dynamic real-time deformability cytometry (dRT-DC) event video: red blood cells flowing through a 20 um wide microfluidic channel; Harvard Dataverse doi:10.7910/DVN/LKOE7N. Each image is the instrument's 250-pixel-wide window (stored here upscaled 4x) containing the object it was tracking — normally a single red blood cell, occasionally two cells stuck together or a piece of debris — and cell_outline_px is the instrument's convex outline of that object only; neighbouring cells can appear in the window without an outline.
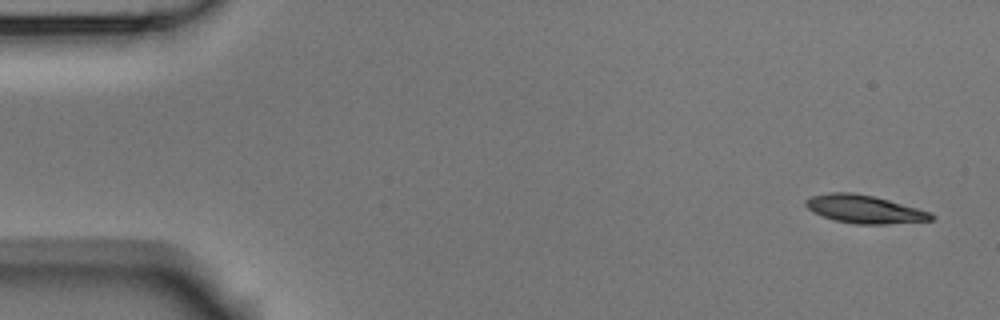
{"species": "Egyptian fruit bat (a non-hibernating species)", "species_latin": "Rousettus aegyptiacus", "temperature_condition": "room temperature", "stored_images_in_passage": 8, "camera_frame_rate_fps": 3000, "um_per_image_px": 0.085, "animal": {"sex": "male"}, "frame": {"image": 1, "passage_image": 1, "time_ms": 0.0, "image_size_px": [1000, 320], "cell_outline_px": [[936, 216], [932, 220], [884, 224], [856, 224], [836, 220], [812, 212], [804, 204], [804, 200], [812, 196], [832, 192], [852, 192], [872, 196], [888, 200], [932, 212]], "centroid_in_image_um": [73.48, 17.78], "position_along_channel_um": 11.5, "area_um2": 20.35}}
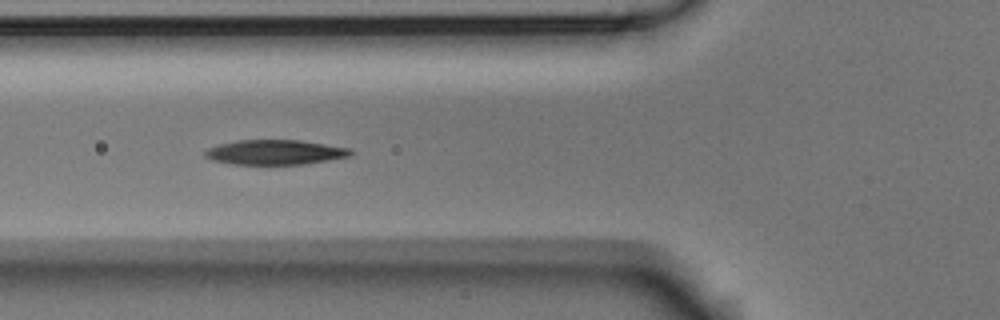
{"frame": {"image": 2, "passage_image": 6, "time_ms": 1.667, "image_size_px": [1000, 320], "cell_outline_px": [[352, 156], [304, 164], [232, 164], [212, 160], [204, 156], [204, 152], [208, 148], [220, 144], [236, 140], [300, 140], [352, 148]], "centroid_in_image_um": [23.4, 12.94], "position_along_channel_um": 102.4, "area_um2": 21.1}}
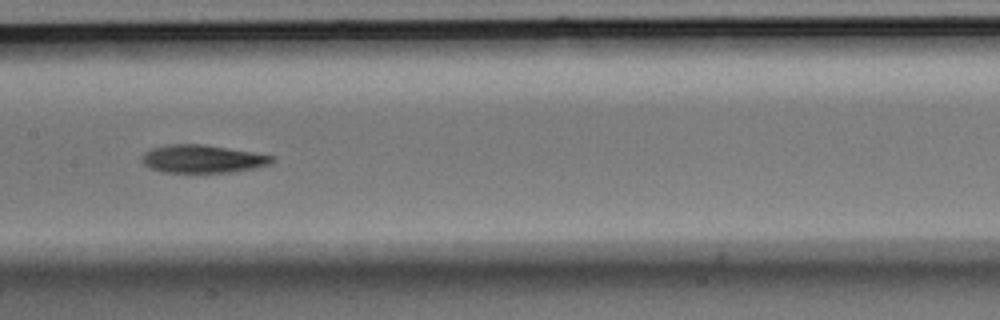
{"frame": {"image": 3, "passage_image": 8, "time_ms": 2.333, "image_size_px": [1000, 320], "cell_outline_px": [[276, 160], [272, 164], [256, 168], [228, 172], [160, 172], [148, 168], [140, 160], [144, 152], [152, 148], [168, 144], [204, 144], [276, 156]], "centroid_in_image_um": [17.22, 13.5], "position_along_channel_um": 190.2, "area_um2": 21.44}}